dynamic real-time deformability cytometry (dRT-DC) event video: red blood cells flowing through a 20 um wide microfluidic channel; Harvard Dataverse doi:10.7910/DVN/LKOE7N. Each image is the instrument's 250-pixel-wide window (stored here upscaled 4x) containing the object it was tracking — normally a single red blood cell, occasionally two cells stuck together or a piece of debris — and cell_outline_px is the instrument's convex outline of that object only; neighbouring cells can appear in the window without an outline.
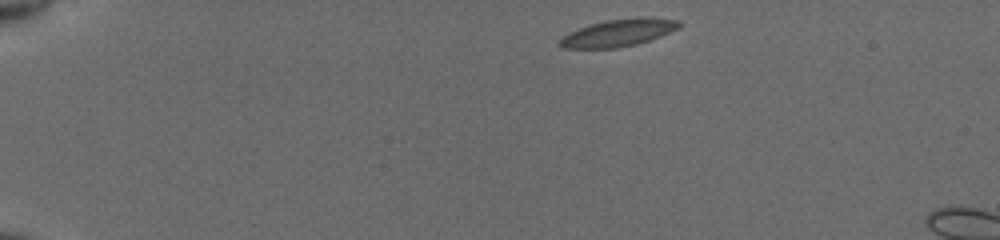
{"species": "common noctule bat (a hibernating species)", "species_latin": "Nyctalus noctula", "temperature_condition": "cold", "stored_images_in_passage": 8, "camera_frame_rate_fps": 3000, "um_per_image_px": 0.085, "animal": {"sex": "female", "body_mass_g": 19.5, "forearm_length_mm": 54.1}, "frame": {"image": 1, "passage_image": 1, "time_ms": 0.0, "image_size_px": [1000, 240], "cell_outline_px": [[680, 28], [660, 36], [636, 44], [616, 48], [564, 48], [560, 44], [560, 40], [564, 36], [580, 28], [592, 24], [608, 20], [644, 16], [680, 20]], "centroid_in_image_um": [52.64, 2.77], "position_along_channel_um": 32.4, "area_um2": 18.61}}